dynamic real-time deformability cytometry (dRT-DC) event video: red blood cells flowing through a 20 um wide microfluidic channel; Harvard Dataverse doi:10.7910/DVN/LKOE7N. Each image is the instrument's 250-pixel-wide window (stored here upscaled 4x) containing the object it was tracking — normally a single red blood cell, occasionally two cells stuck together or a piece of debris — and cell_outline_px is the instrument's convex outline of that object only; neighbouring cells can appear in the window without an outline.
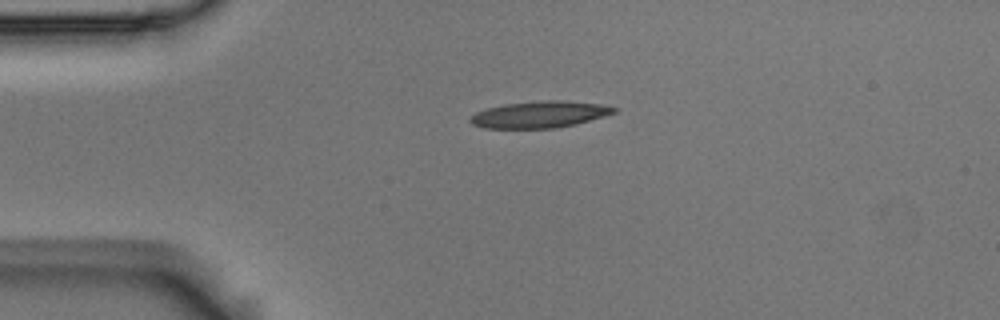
{"species": "Egyptian fruit bat (a non-hibernating species)", "species_latin": "Rousettus aegyptiacus", "temperature_condition": "room temperature", "stored_images_in_passage": 1, "camera_frame_rate_fps": 3000, "um_per_image_px": 0.085, "animal": {"sex": "male"}, "frame": {"image": 1, "passage_image": 1, "time_ms": 0.0, "image_size_px": [1000, 320], "cell_outline_px": [[616, 112], [604, 116], [576, 124], [556, 128], [484, 128], [472, 124], [468, 120], [476, 112], [488, 108], [504, 104], [544, 100], [560, 100], [600, 104], [616, 108]], "centroid_in_image_um": [45.85, 9.73], "position_along_channel_um": 39.1, "area_um2": 22.14}}